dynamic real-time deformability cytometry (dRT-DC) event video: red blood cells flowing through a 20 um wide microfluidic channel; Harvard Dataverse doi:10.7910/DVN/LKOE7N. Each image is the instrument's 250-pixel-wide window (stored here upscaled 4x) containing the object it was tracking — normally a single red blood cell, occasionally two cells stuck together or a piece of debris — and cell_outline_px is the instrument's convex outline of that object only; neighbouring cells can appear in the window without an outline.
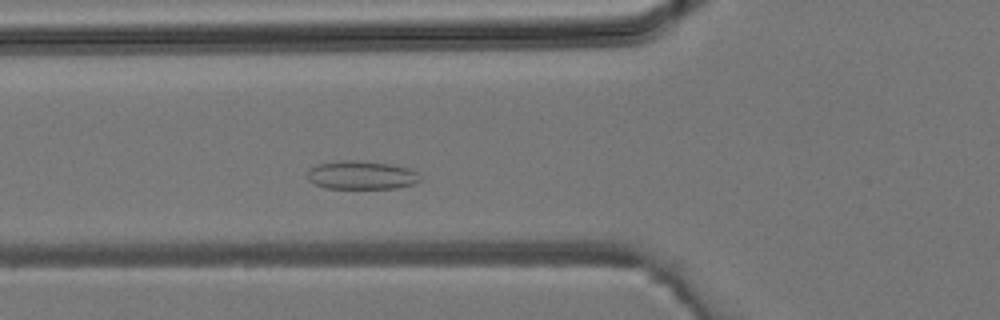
{"species": "common noctule bat (a hibernating species)", "species_latin": "Nyctalus noctula", "temperature_condition": "room temperature", "stored_images_in_passage": 37, "camera_frame_rate_fps": 3000, "um_per_image_px": 0.085, "animal": {"sex": "male", "body_mass_g": 19.2, "forearm_length_mm": 51.8}, "frame": {"image": 1, "passage_image": 9, "time_ms": 2.667, "image_size_px": [1000, 320], "cell_outline_px": [[420, 180], [412, 184], [396, 188], [328, 188], [316, 184], [308, 180], [308, 172], [316, 164], [340, 160], [356, 160], [392, 164], [408, 168], [416, 172]], "centroid_in_image_um": [30.71, 14.87], "position_along_channel_um": 95.1, "area_um2": 18.5}}
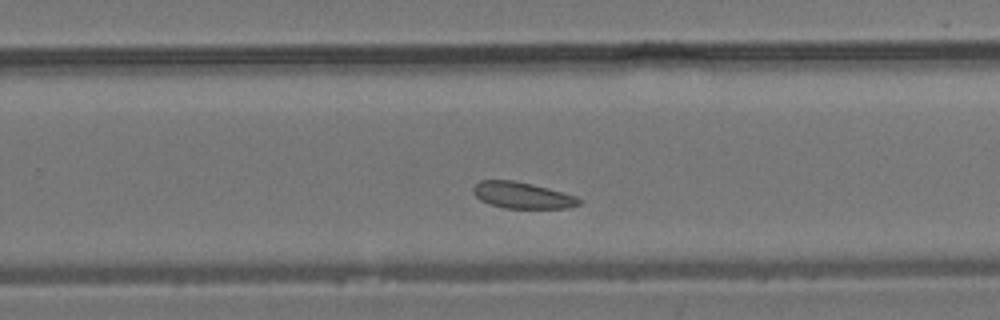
{"frame": {"image": 2, "passage_image": 21, "time_ms": 6.667, "image_size_px": [1000, 320], "cell_outline_px": [[584, 200], [580, 204], [564, 208], [504, 208], [488, 204], [480, 200], [472, 192], [472, 188], [480, 180], [512, 180], [532, 184], [548, 188], [576, 196]], "centroid_in_image_um": [44.38, 16.6], "position_along_channel_um": 285.4, "area_um2": 16.3}}
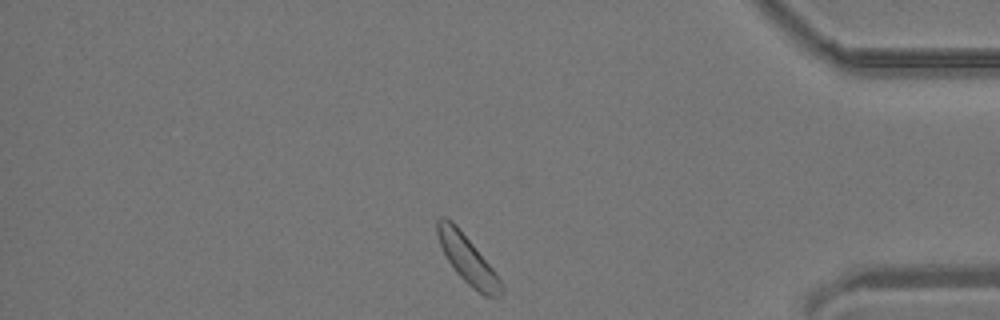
{"frame": {"image": 3, "passage_image": 30, "time_ms": 9.667, "image_size_px": [1000, 320], "cell_outline_px": [[504, 292], [500, 296], [484, 296], [472, 288], [456, 272], [448, 260], [440, 244], [436, 232], [436, 220], [440, 216], [444, 216], [452, 220], [456, 224], [496, 272], [504, 288]], "centroid_in_image_um": [39.74, 22.03], "position_along_channel_um": 395.5, "area_um2": 17.8}}